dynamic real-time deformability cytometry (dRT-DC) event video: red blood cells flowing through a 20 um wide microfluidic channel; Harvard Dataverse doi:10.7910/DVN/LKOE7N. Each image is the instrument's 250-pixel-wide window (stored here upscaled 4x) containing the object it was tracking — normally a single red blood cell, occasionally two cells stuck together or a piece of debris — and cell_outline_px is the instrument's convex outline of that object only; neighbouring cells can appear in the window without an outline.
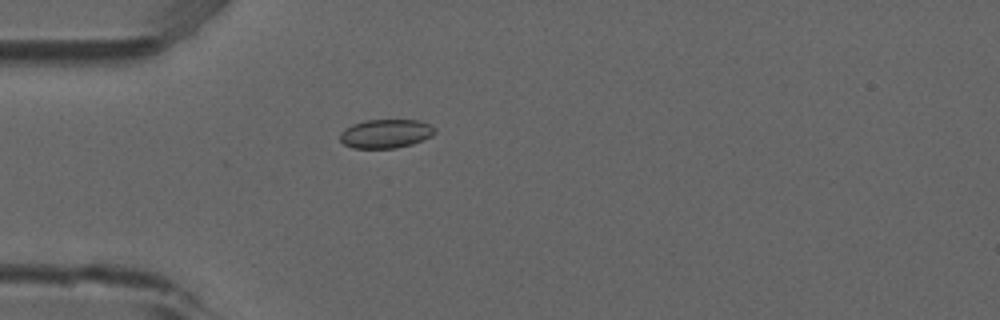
{"species": "common noctule bat (a hibernating species)", "species_latin": "Nyctalus noctula", "temperature_condition": "room temperature", "stored_images_in_passage": 1, "camera_frame_rate_fps": 3000, "um_per_image_px": 0.085, "animal": {"sex": "male", "forearm_length_mm": 52.5}, "frame": {"image": 1, "passage_image": 1, "time_ms": 0.0, "image_size_px": [1000, 320], "cell_outline_px": [[436, 132], [432, 136], [412, 144], [396, 148], [352, 148], [344, 144], [340, 140], [340, 132], [344, 128], [352, 124], [364, 120], [420, 120], [432, 124], [436, 128]], "centroid_in_image_um": [32.8, 11.35], "position_along_channel_um": 52.2, "area_um2": 16.18}}